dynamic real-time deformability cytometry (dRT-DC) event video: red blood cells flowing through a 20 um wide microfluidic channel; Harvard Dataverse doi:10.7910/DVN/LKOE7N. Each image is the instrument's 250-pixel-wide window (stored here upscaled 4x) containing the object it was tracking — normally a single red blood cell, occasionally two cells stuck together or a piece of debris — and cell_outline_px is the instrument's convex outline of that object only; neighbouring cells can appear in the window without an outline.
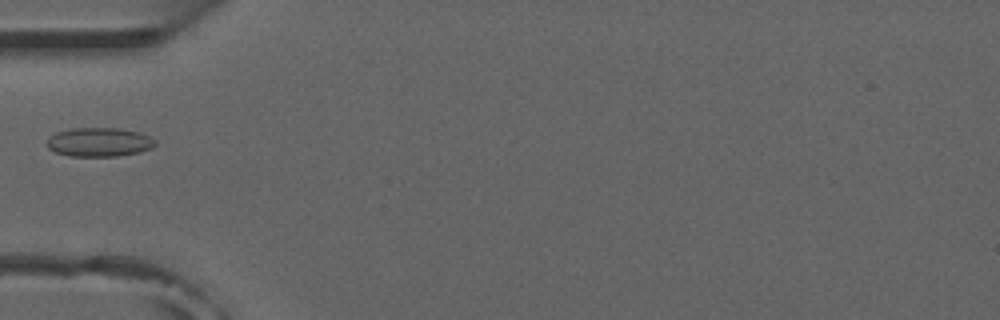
{"species": "common noctule bat (a hibernating species)", "species_latin": "Nyctalus noctula", "temperature_condition": "room temperature", "stored_images_in_passage": 4, "camera_frame_rate_fps": 3000, "um_per_image_px": 0.085, "animal": {"sex": "male", "forearm_length_mm": 52.5}, "frame": {"image": 1, "passage_image": 1, "time_ms": 0.0, "image_size_px": [1000, 320], "cell_outline_px": [[156, 144], [152, 148], [140, 152], [116, 156], [68, 156], [56, 152], [48, 148], [44, 144], [48, 136], [56, 132], [72, 128], [120, 128], [136, 132], [148, 136], [156, 140]], "centroid_in_image_um": [8.38, 12.08], "position_along_channel_um": 76.6, "area_um2": 18.44}}
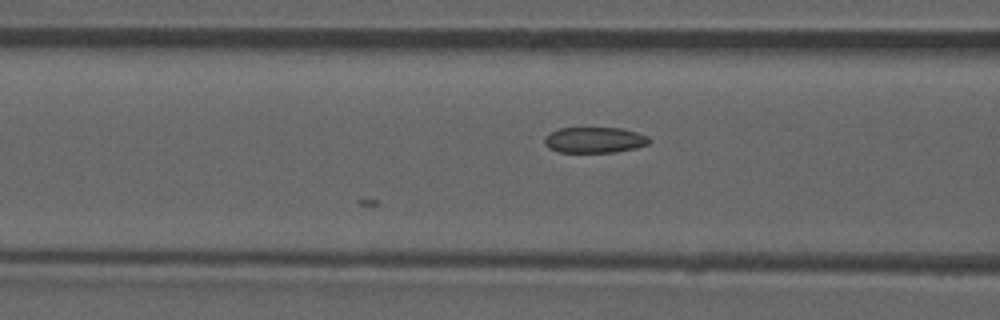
{"frame": {"image": 2, "passage_image": 4, "time_ms": 1.0, "image_size_px": [1000, 320], "cell_outline_px": [[652, 140], [648, 144], [636, 148], [616, 152], [556, 152], [548, 148], [544, 144], [544, 136], [560, 128], [624, 128], [648, 136]], "centroid_in_image_um": [50.54, 11.9], "position_along_channel_um": 116.1, "area_um2": 15.9}}